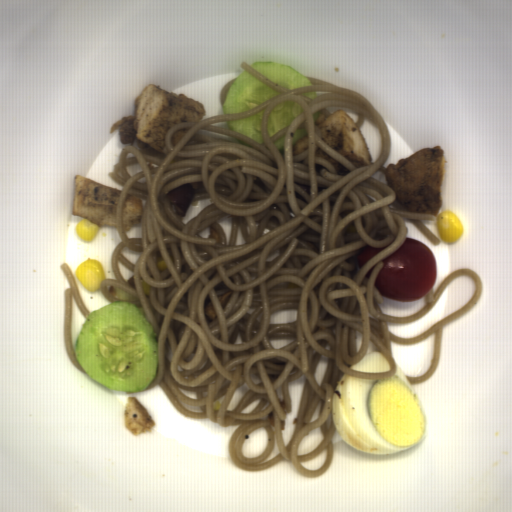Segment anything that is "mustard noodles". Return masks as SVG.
I'll return each instance as SVG.
<instances>
[{
    "label": "mustard noodles",
    "instance_id": "mustard-noodles-2",
    "mask_svg": "<svg viewBox=\"0 0 512 512\" xmlns=\"http://www.w3.org/2000/svg\"><path fill=\"white\" fill-rule=\"evenodd\" d=\"M63 274L65 275L70 288H66L63 291V336H64V347L69 360L74 366L85 373L80 366L76 357L75 348L73 346L72 338V313H73V300L81 313L82 317L86 320L89 316V311L85 306L80 291L78 288L75 276L67 263H62L60 266ZM86 374V373H85Z\"/></svg>",
    "mask_w": 512,
    "mask_h": 512
},
{
    "label": "mustard noodles",
    "instance_id": "mustard-noodles-1",
    "mask_svg": "<svg viewBox=\"0 0 512 512\" xmlns=\"http://www.w3.org/2000/svg\"><path fill=\"white\" fill-rule=\"evenodd\" d=\"M239 67L281 93L257 107L174 125L165 135L164 157L124 146L111 179L122 185L115 217L120 241L113 250L115 278L100 282L111 304L138 307L153 327L158 365L143 390L160 385L176 411L189 419H209L222 428L237 426L228 452L245 471H263L283 459L307 478L320 477L332 466L335 389L343 374L386 379L396 374L391 341L416 344L434 333L433 358L421 376L423 384L438 368L443 328L465 315L483 291L480 274L471 268L449 273L437 290L423 296L424 306L409 316L381 312L384 303L375 281L383 261L403 246L414 225L434 246L441 240L421 221L433 214L390 208L395 189L372 177L392 153L390 130L380 112L354 90L307 77L313 85L287 90L250 64ZM317 92L314 100L301 94ZM301 105L286 128L269 138L268 116L284 101ZM356 111L359 127L374 123L383 140L382 154L370 165L345 159L320 135L332 114L327 106ZM266 108V109H265ZM265 109L262 145L229 130L226 121L254 116ZM321 112L314 121L312 115ZM297 128L308 135L293 146ZM285 151L274 142L283 135ZM191 183L192 201L211 198L188 224H183L166 193ZM147 199L141 214L142 238H127L122 225L126 196ZM232 215L229 246L216 222ZM246 244L234 246L237 227ZM384 248L358 267L364 247ZM474 280L476 291L460 309L413 338L387 330V322L405 325L431 310L448 283ZM298 310L293 323L270 324L281 309ZM370 350L381 351L391 371L360 372L349 368ZM304 375L298 422L286 448L281 420L291 411L288 382ZM265 428L269 444L255 458L241 452L253 430ZM321 427L324 439L307 455L297 451L309 431ZM327 450L318 470L305 462Z\"/></svg>",
    "mask_w": 512,
    "mask_h": 512
},
{
    "label": "mustard noodles",
    "instance_id": "mustard-noodles-3",
    "mask_svg": "<svg viewBox=\"0 0 512 512\" xmlns=\"http://www.w3.org/2000/svg\"><path fill=\"white\" fill-rule=\"evenodd\" d=\"M237 79H238V77H237V78H235V79H233V80H231L230 82H228V83L223 87V89H222V91H221V93H220V104H221L222 109H223L224 101H225V99H226V97H227V95H228V93H229V91H230V88H231V86L234 84V82H235Z\"/></svg>",
    "mask_w": 512,
    "mask_h": 512
}]
</instances>
